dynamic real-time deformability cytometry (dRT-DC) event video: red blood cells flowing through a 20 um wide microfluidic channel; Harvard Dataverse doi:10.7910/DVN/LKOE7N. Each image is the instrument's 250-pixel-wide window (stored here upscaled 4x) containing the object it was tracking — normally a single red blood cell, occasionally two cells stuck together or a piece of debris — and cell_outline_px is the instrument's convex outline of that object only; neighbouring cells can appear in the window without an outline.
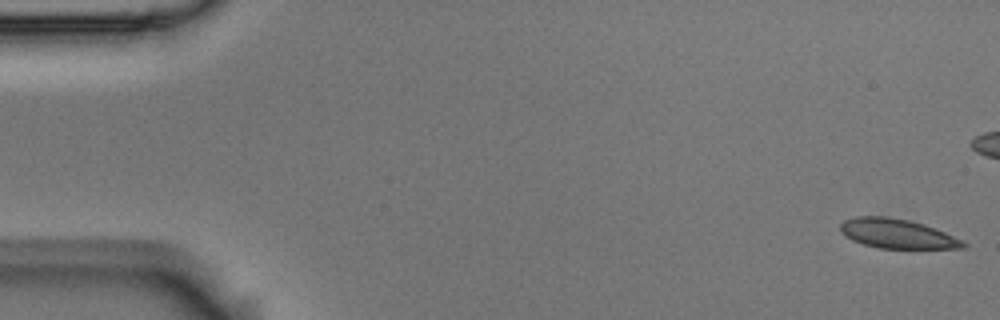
{"species": "Egyptian fruit bat (a non-hibernating species)", "species_latin": "Rousettus aegyptiacus", "temperature_condition": "room temperature", "stored_images_in_passage": 55, "camera_frame_rate_fps": 3000, "um_per_image_px": 0.085, "animal": {"sex": "male"}, "frame": {"image": 1, "passage_image": 1, "time_ms": 0.0, "image_size_px": [1000, 320], "cell_outline_px": [[968, 244], [964, 248], [880, 248], [864, 244], [852, 240], [844, 236], [840, 232], [840, 224], [844, 220], [856, 216], [888, 216], [908, 220], [924, 224], [964, 240]], "centroid_in_image_um": [76.24, 19.85], "position_along_channel_um": 8.8, "area_um2": 21.1}}
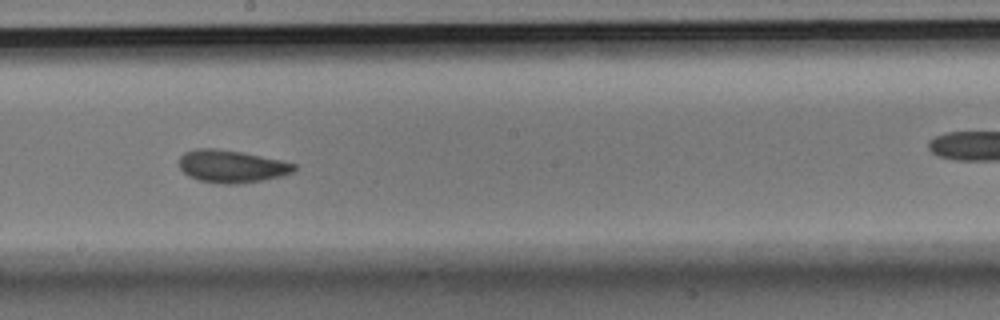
{"frame": {"image": 2, "passage_image": 30, "time_ms": 9.667, "image_size_px": [1000, 320], "cell_outline_px": [[296, 172], [284, 176], [264, 180], [240, 184], [224, 184], [196, 180], [188, 176], [180, 168], [180, 156], [184, 152], [196, 148], [216, 148], [240, 152], [284, 160], [296, 164]], "centroid_in_image_um": [19.73, 14.15], "position_along_channel_um": 228.5, "area_um2": 22.2}}
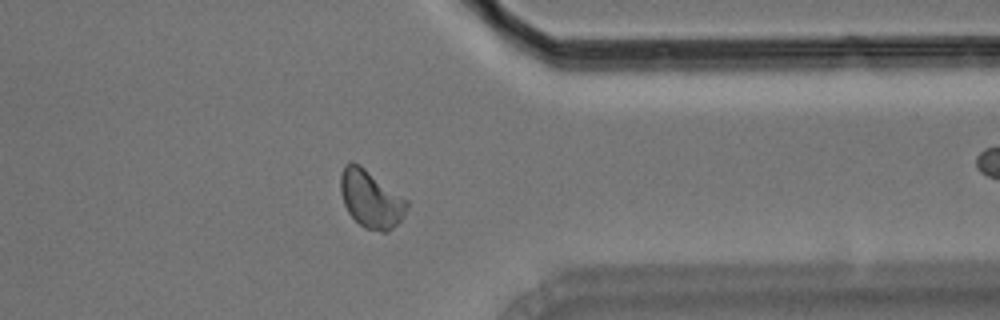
{"frame": {"image": 3, "passage_image": 43, "time_ms": 14.0, "image_size_px": [1000, 320], "cell_outline_px": [[408, 208], [404, 216], [388, 232], [380, 232], [364, 228], [348, 212], [344, 204], [340, 192], [340, 176], [344, 164], [352, 160], [360, 164], [408, 200]], "centroid_in_image_um": [31.51, 16.9], "position_along_channel_um": 379.9, "area_um2": 22.43}, "authors_computed_cell_mechanics": {"area_um2": 21.5016, "velocity_mm_per_s": 3.666, "shape_relaxation_time_tau1_ms": 4.8389, "shape_relaxation_time_tau2_ms": 1.8197, "deformation_change_tau1": 0.1026, "deformation_change_tau2": 0.0384}}